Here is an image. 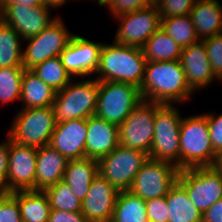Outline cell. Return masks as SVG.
<instances>
[{
  "label": "cell",
  "instance_id": "ee69618b",
  "mask_svg": "<svg viewBox=\"0 0 222 222\" xmlns=\"http://www.w3.org/2000/svg\"><path fill=\"white\" fill-rule=\"evenodd\" d=\"M68 0H44V5H46L50 9H58L63 5L67 4Z\"/></svg>",
  "mask_w": 222,
  "mask_h": 222
},
{
  "label": "cell",
  "instance_id": "9c48e42d",
  "mask_svg": "<svg viewBox=\"0 0 222 222\" xmlns=\"http://www.w3.org/2000/svg\"><path fill=\"white\" fill-rule=\"evenodd\" d=\"M148 154L118 145L98 160V172L119 192L130 189Z\"/></svg>",
  "mask_w": 222,
  "mask_h": 222
},
{
  "label": "cell",
  "instance_id": "f6af8a7d",
  "mask_svg": "<svg viewBox=\"0 0 222 222\" xmlns=\"http://www.w3.org/2000/svg\"><path fill=\"white\" fill-rule=\"evenodd\" d=\"M212 166L222 173V149L216 153V158Z\"/></svg>",
  "mask_w": 222,
  "mask_h": 222
},
{
  "label": "cell",
  "instance_id": "3957f363",
  "mask_svg": "<svg viewBox=\"0 0 222 222\" xmlns=\"http://www.w3.org/2000/svg\"><path fill=\"white\" fill-rule=\"evenodd\" d=\"M179 138L180 170L213 165L216 153L205 113L182 117Z\"/></svg>",
  "mask_w": 222,
  "mask_h": 222
},
{
  "label": "cell",
  "instance_id": "ac0fdd59",
  "mask_svg": "<svg viewBox=\"0 0 222 222\" xmlns=\"http://www.w3.org/2000/svg\"><path fill=\"white\" fill-rule=\"evenodd\" d=\"M180 63L185 72L187 84L193 92L208 88L213 82L220 81L212 72L205 44L201 40L183 48Z\"/></svg>",
  "mask_w": 222,
  "mask_h": 222
},
{
  "label": "cell",
  "instance_id": "30bf717a",
  "mask_svg": "<svg viewBox=\"0 0 222 222\" xmlns=\"http://www.w3.org/2000/svg\"><path fill=\"white\" fill-rule=\"evenodd\" d=\"M72 37L63 19L57 16L40 34L24 40L28 45L23 47V67L31 70L47 59L60 56Z\"/></svg>",
  "mask_w": 222,
  "mask_h": 222
},
{
  "label": "cell",
  "instance_id": "52a82bcc",
  "mask_svg": "<svg viewBox=\"0 0 222 222\" xmlns=\"http://www.w3.org/2000/svg\"><path fill=\"white\" fill-rule=\"evenodd\" d=\"M143 101L140 88L131 84L99 81L95 116L120 126Z\"/></svg>",
  "mask_w": 222,
  "mask_h": 222
},
{
  "label": "cell",
  "instance_id": "603a6c76",
  "mask_svg": "<svg viewBox=\"0 0 222 222\" xmlns=\"http://www.w3.org/2000/svg\"><path fill=\"white\" fill-rule=\"evenodd\" d=\"M98 174V160L92 158L69 160L63 181L68 184L76 197L83 201L90 183Z\"/></svg>",
  "mask_w": 222,
  "mask_h": 222
},
{
  "label": "cell",
  "instance_id": "7402d4cb",
  "mask_svg": "<svg viewBox=\"0 0 222 222\" xmlns=\"http://www.w3.org/2000/svg\"><path fill=\"white\" fill-rule=\"evenodd\" d=\"M189 15L199 40L222 33V9L217 0H196Z\"/></svg>",
  "mask_w": 222,
  "mask_h": 222
},
{
  "label": "cell",
  "instance_id": "83f0119b",
  "mask_svg": "<svg viewBox=\"0 0 222 222\" xmlns=\"http://www.w3.org/2000/svg\"><path fill=\"white\" fill-rule=\"evenodd\" d=\"M110 222H149L145 201L129 190L119 192Z\"/></svg>",
  "mask_w": 222,
  "mask_h": 222
},
{
  "label": "cell",
  "instance_id": "b9f144b4",
  "mask_svg": "<svg viewBox=\"0 0 222 222\" xmlns=\"http://www.w3.org/2000/svg\"><path fill=\"white\" fill-rule=\"evenodd\" d=\"M202 222H222V198L203 213Z\"/></svg>",
  "mask_w": 222,
  "mask_h": 222
},
{
  "label": "cell",
  "instance_id": "d6986e66",
  "mask_svg": "<svg viewBox=\"0 0 222 222\" xmlns=\"http://www.w3.org/2000/svg\"><path fill=\"white\" fill-rule=\"evenodd\" d=\"M87 119L56 123L49 145L68 160L85 158Z\"/></svg>",
  "mask_w": 222,
  "mask_h": 222
},
{
  "label": "cell",
  "instance_id": "484cf974",
  "mask_svg": "<svg viewBox=\"0 0 222 222\" xmlns=\"http://www.w3.org/2000/svg\"><path fill=\"white\" fill-rule=\"evenodd\" d=\"M147 62L180 60L183 48L159 28L141 47Z\"/></svg>",
  "mask_w": 222,
  "mask_h": 222
},
{
  "label": "cell",
  "instance_id": "d4e9b609",
  "mask_svg": "<svg viewBox=\"0 0 222 222\" xmlns=\"http://www.w3.org/2000/svg\"><path fill=\"white\" fill-rule=\"evenodd\" d=\"M10 194L18 201L23 222H48L51 206L44 191L20 190Z\"/></svg>",
  "mask_w": 222,
  "mask_h": 222
},
{
  "label": "cell",
  "instance_id": "1f68e13d",
  "mask_svg": "<svg viewBox=\"0 0 222 222\" xmlns=\"http://www.w3.org/2000/svg\"><path fill=\"white\" fill-rule=\"evenodd\" d=\"M51 210L82 212V201L76 197L68 184L63 180L44 190Z\"/></svg>",
  "mask_w": 222,
  "mask_h": 222
},
{
  "label": "cell",
  "instance_id": "ffe728a7",
  "mask_svg": "<svg viewBox=\"0 0 222 222\" xmlns=\"http://www.w3.org/2000/svg\"><path fill=\"white\" fill-rule=\"evenodd\" d=\"M85 158L99 160L119 145L118 126L97 116L87 118Z\"/></svg>",
  "mask_w": 222,
  "mask_h": 222
},
{
  "label": "cell",
  "instance_id": "e0dca14e",
  "mask_svg": "<svg viewBox=\"0 0 222 222\" xmlns=\"http://www.w3.org/2000/svg\"><path fill=\"white\" fill-rule=\"evenodd\" d=\"M119 191L98 174L90 183L82 201V214L87 222H110Z\"/></svg>",
  "mask_w": 222,
  "mask_h": 222
},
{
  "label": "cell",
  "instance_id": "4fadbf2b",
  "mask_svg": "<svg viewBox=\"0 0 222 222\" xmlns=\"http://www.w3.org/2000/svg\"><path fill=\"white\" fill-rule=\"evenodd\" d=\"M112 19L120 22L114 42L139 48L161 27L160 12L155 4Z\"/></svg>",
  "mask_w": 222,
  "mask_h": 222
},
{
  "label": "cell",
  "instance_id": "7dc6e473",
  "mask_svg": "<svg viewBox=\"0 0 222 222\" xmlns=\"http://www.w3.org/2000/svg\"><path fill=\"white\" fill-rule=\"evenodd\" d=\"M95 1V0H93ZM106 0H97L98 7L101 6Z\"/></svg>",
  "mask_w": 222,
  "mask_h": 222
},
{
  "label": "cell",
  "instance_id": "bcb514c9",
  "mask_svg": "<svg viewBox=\"0 0 222 222\" xmlns=\"http://www.w3.org/2000/svg\"><path fill=\"white\" fill-rule=\"evenodd\" d=\"M4 22V9L0 0V23Z\"/></svg>",
  "mask_w": 222,
  "mask_h": 222
},
{
  "label": "cell",
  "instance_id": "9a60e30c",
  "mask_svg": "<svg viewBox=\"0 0 222 222\" xmlns=\"http://www.w3.org/2000/svg\"><path fill=\"white\" fill-rule=\"evenodd\" d=\"M37 148L19 145L10 140L7 193L20 190L35 191Z\"/></svg>",
  "mask_w": 222,
  "mask_h": 222
},
{
  "label": "cell",
  "instance_id": "e575fe53",
  "mask_svg": "<svg viewBox=\"0 0 222 222\" xmlns=\"http://www.w3.org/2000/svg\"><path fill=\"white\" fill-rule=\"evenodd\" d=\"M196 0H154L161 18L190 14Z\"/></svg>",
  "mask_w": 222,
  "mask_h": 222
},
{
  "label": "cell",
  "instance_id": "2e32d148",
  "mask_svg": "<svg viewBox=\"0 0 222 222\" xmlns=\"http://www.w3.org/2000/svg\"><path fill=\"white\" fill-rule=\"evenodd\" d=\"M50 12L52 9L46 5L12 4L4 10V22L25 40L40 34L56 19Z\"/></svg>",
  "mask_w": 222,
  "mask_h": 222
},
{
  "label": "cell",
  "instance_id": "836d02e7",
  "mask_svg": "<svg viewBox=\"0 0 222 222\" xmlns=\"http://www.w3.org/2000/svg\"><path fill=\"white\" fill-rule=\"evenodd\" d=\"M214 75L222 81V33L202 40Z\"/></svg>",
  "mask_w": 222,
  "mask_h": 222
},
{
  "label": "cell",
  "instance_id": "f546056e",
  "mask_svg": "<svg viewBox=\"0 0 222 222\" xmlns=\"http://www.w3.org/2000/svg\"><path fill=\"white\" fill-rule=\"evenodd\" d=\"M31 71L56 92L75 79L63 66L60 56L47 59L32 68Z\"/></svg>",
  "mask_w": 222,
  "mask_h": 222
},
{
  "label": "cell",
  "instance_id": "8992f818",
  "mask_svg": "<svg viewBox=\"0 0 222 222\" xmlns=\"http://www.w3.org/2000/svg\"><path fill=\"white\" fill-rule=\"evenodd\" d=\"M177 106L161 104L155 111V131L149 158L173 163L180 170L181 114Z\"/></svg>",
  "mask_w": 222,
  "mask_h": 222
},
{
  "label": "cell",
  "instance_id": "74e56055",
  "mask_svg": "<svg viewBox=\"0 0 222 222\" xmlns=\"http://www.w3.org/2000/svg\"><path fill=\"white\" fill-rule=\"evenodd\" d=\"M149 222H168L169 209L166 196L145 201Z\"/></svg>",
  "mask_w": 222,
  "mask_h": 222
},
{
  "label": "cell",
  "instance_id": "ab89813d",
  "mask_svg": "<svg viewBox=\"0 0 222 222\" xmlns=\"http://www.w3.org/2000/svg\"><path fill=\"white\" fill-rule=\"evenodd\" d=\"M10 138L0 142V193H7V172L9 165Z\"/></svg>",
  "mask_w": 222,
  "mask_h": 222
},
{
  "label": "cell",
  "instance_id": "60d3db41",
  "mask_svg": "<svg viewBox=\"0 0 222 222\" xmlns=\"http://www.w3.org/2000/svg\"><path fill=\"white\" fill-rule=\"evenodd\" d=\"M48 222H87V220L82 212L51 210Z\"/></svg>",
  "mask_w": 222,
  "mask_h": 222
},
{
  "label": "cell",
  "instance_id": "5bb4252c",
  "mask_svg": "<svg viewBox=\"0 0 222 222\" xmlns=\"http://www.w3.org/2000/svg\"><path fill=\"white\" fill-rule=\"evenodd\" d=\"M102 45V42H95L74 34L68 46L60 54L63 66L73 78L95 75Z\"/></svg>",
  "mask_w": 222,
  "mask_h": 222
},
{
  "label": "cell",
  "instance_id": "7c38bea8",
  "mask_svg": "<svg viewBox=\"0 0 222 222\" xmlns=\"http://www.w3.org/2000/svg\"><path fill=\"white\" fill-rule=\"evenodd\" d=\"M180 170L167 161L148 158L129 189L144 201L166 196L178 180Z\"/></svg>",
  "mask_w": 222,
  "mask_h": 222
},
{
  "label": "cell",
  "instance_id": "7bdbcfd3",
  "mask_svg": "<svg viewBox=\"0 0 222 222\" xmlns=\"http://www.w3.org/2000/svg\"><path fill=\"white\" fill-rule=\"evenodd\" d=\"M1 3L5 10L9 5L17 3L26 4L28 6L44 5V0H1Z\"/></svg>",
  "mask_w": 222,
  "mask_h": 222
},
{
  "label": "cell",
  "instance_id": "f1b7e54d",
  "mask_svg": "<svg viewBox=\"0 0 222 222\" xmlns=\"http://www.w3.org/2000/svg\"><path fill=\"white\" fill-rule=\"evenodd\" d=\"M24 40L10 25L0 23V68L23 67Z\"/></svg>",
  "mask_w": 222,
  "mask_h": 222
},
{
  "label": "cell",
  "instance_id": "4316f807",
  "mask_svg": "<svg viewBox=\"0 0 222 222\" xmlns=\"http://www.w3.org/2000/svg\"><path fill=\"white\" fill-rule=\"evenodd\" d=\"M168 222H202V213L192 204L186 190L176 182L166 195Z\"/></svg>",
  "mask_w": 222,
  "mask_h": 222
},
{
  "label": "cell",
  "instance_id": "8fae6325",
  "mask_svg": "<svg viewBox=\"0 0 222 222\" xmlns=\"http://www.w3.org/2000/svg\"><path fill=\"white\" fill-rule=\"evenodd\" d=\"M161 104L143 100L118 126L119 145L149 155L153 143L155 111Z\"/></svg>",
  "mask_w": 222,
  "mask_h": 222
},
{
  "label": "cell",
  "instance_id": "8d00e7d4",
  "mask_svg": "<svg viewBox=\"0 0 222 222\" xmlns=\"http://www.w3.org/2000/svg\"><path fill=\"white\" fill-rule=\"evenodd\" d=\"M0 222H23L18 201L10 193H0Z\"/></svg>",
  "mask_w": 222,
  "mask_h": 222
},
{
  "label": "cell",
  "instance_id": "f35d334b",
  "mask_svg": "<svg viewBox=\"0 0 222 222\" xmlns=\"http://www.w3.org/2000/svg\"><path fill=\"white\" fill-rule=\"evenodd\" d=\"M208 127L210 131V139L215 153L222 149V113L219 115L213 113H206Z\"/></svg>",
  "mask_w": 222,
  "mask_h": 222
},
{
  "label": "cell",
  "instance_id": "d590c367",
  "mask_svg": "<svg viewBox=\"0 0 222 222\" xmlns=\"http://www.w3.org/2000/svg\"><path fill=\"white\" fill-rule=\"evenodd\" d=\"M154 0H106L101 6H106L113 17L147 8Z\"/></svg>",
  "mask_w": 222,
  "mask_h": 222
},
{
  "label": "cell",
  "instance_id": "44dd1931",
  "mask_svg": "<svg viewBox=\"0 0 222 222\" xmlns=\"http://www.w3.org/2000/svg\"><path fill=\"white\" fill-rule=\"evenodd\" d=\"M68 161L50 145L37 148L35 191H44L63 180Z\"/></svg>",
  "mask_w": 222,
  "mask_h": 222
},
{
  "label": "cell",
  "instance_id": "7a4b0ae2",
  "mask_svg": "<svg viewBox=\"0 0 222 222\" xmlns=\"http://www.w3.org/2000/svg\"><path fill=\"white\" fill-rule=\"evenodd\" d=\"M147 60L139 47L103 42L99 66L95 73L98 81H111L141 87Z\"/></svg>",
  "mask_w": 222,
  "mask_h": 222
},
{
  "label": "cell",
  "instance_id": "277c9868",
  "mask_svg": "<svg viewBox=\"0 0 222 222\" xmlns=\"http://www.w3.org/2000/svg\"><path fill=\"white\" fill-rule=\"evenodd\" d=\"M98 90L99 81L88 77L78 82L72 80L66 87L56 92L52 103L55 123L94 116Z\"/></svg>",
  "mask_w": 222,
  "mask_h": 222
},
{
  "label": "cell",
  "instance_id": "4dcf8cb0",
  "mask_svg": "<svg viewBox=\"0 0 222 222\" xmlns=\"http://www.w3.org/2000/svg\"><path fill=\"white\" fill-rule=\"evenodd\" d=\"M160 28L171 36L182 48L200 41L189 14L161 18Z\"/></svg>",
  "mask_w": 222,
  "mask_h": 222
},
{
  "label": "cell",
  "instance_id": "d6a6232c",
  "mask_svg": "<svg viewBox=\"0 0 222 222\" xmlns=\"http://www.w3.org/2000/svg\"><path fill=\"white\" fill-rule=\"evenodd\" d=\"M24 67L0 68V104L20 101Z\"/></svg>",
  "mask_w": 222,
  "mask_h": 222
},
{
  "label": "cell",
  "instance_id": "cb8c5ba5",
  "mask_svg": "<svg viewBox=\"0 0 222 222\" xmlns=\"http://www.w3.org/2000/svg\"><path fill=\"white\" fill-rule=\"evenodd\" d=\"M56 91L31 70H25L21 85V109L52 106Z\"/></svg>",
  "mask_w": 222,
  "mask_h": 222
},
{
  "label": "cell",
  "instance_id": "ba28073f",
  "mask_svg": "<svg viewBox=\"0 0 222 222\" xmlns=\"http://www.w3.org/2000/svg\"><path fill=\"white\" fill-rule=\"evenodd\" d=\"M177 182L202 214L222 198V173L213 166L180 170Z\"/></svg>",
  "mask_w": 222,
  "mask_h": 222
},
{
  "label": "cell",
  "instance_id": "5b68a950",
  "mask_svg": "<svg viewBox=\"0 0 222 222\" xmlns=\"http://www.w3.org/2000/svg\"><path fill=\"white\" fill-rule=\"evenodd\" d=\"M16 113L7 133L11 141L35 148L49 145L56 124L52 106L19 109Z\"/></svg>",
  "mask_w": 222,
  "mask_h": 222
},
{
  "label": "cell",
  "instance_id": "6da1fadb",
  "mask_svg": "<svg viewBox=\"0 0 222 222\" xmlns=\"http://www.w3.org/2000/svg\"><path fill=\"white\" fill-rule=\"evenodd\" d=\"M140 92L148 102L178 106L195 94L187 84L180 60L147 62Z\"/></svg>",
  "mask_w": 222,
  "mask_h": 222
}]
</instances>
